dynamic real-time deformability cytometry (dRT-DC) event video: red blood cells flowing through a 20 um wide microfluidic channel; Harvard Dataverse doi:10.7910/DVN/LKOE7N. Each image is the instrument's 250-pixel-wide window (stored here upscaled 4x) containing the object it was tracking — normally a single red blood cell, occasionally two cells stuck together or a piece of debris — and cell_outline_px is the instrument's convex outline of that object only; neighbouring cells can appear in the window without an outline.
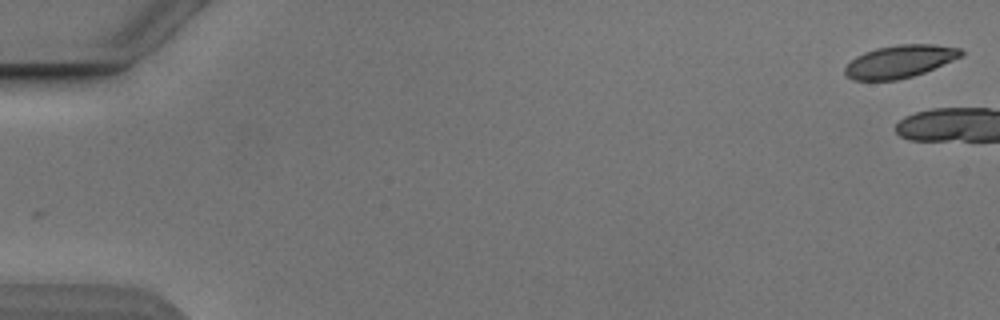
{"species": "Egyptian fruit bat (a non-hibernating species)", "species_latin": "Rousettus aegyptiacus", "temperature_condition": "cold", "stored_images_in_passage": 4, "camera_frame_rate_fps": 3000, "um_per_image_px": 0.085, "animal": {"sex": "male"}, "frame": {"image": 1, "passage_image": 1, "time_ms": 0.0, "image_size_px": [1000, 320], "cell_outline_px": [[964, 52], [960, 56], [952, 60], [924, 72], [912, 76], [896, 80], [852, 80], [844, 72], [844, 68], [856, 56], [864, 52], [876, 48], [900, 44], [932, 44], [960, 48]], "centroid_in_image_um": [76.45, 5.22], "position_along_channel_um": 8.5, "area_um2": 21.79}}